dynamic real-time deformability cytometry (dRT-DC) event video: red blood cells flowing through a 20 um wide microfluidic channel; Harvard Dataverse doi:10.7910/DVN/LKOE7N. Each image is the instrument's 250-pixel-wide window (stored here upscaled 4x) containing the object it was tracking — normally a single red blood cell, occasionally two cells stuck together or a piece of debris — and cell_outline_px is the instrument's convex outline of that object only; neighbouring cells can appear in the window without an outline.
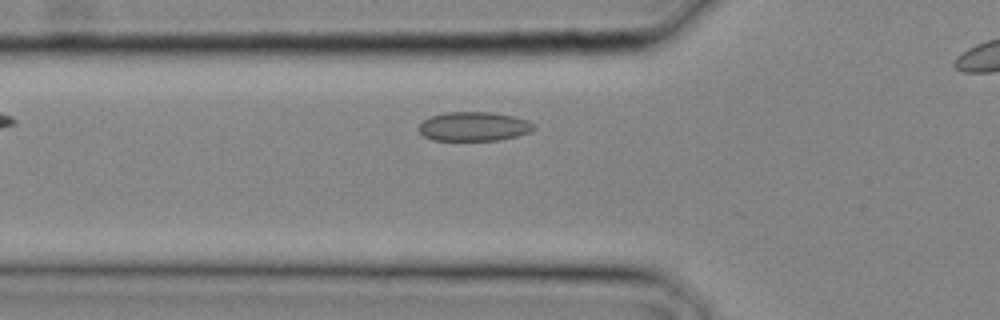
{"species": "common noctule bat (a hibernating species)", "species_latin": "Nyctalus noctula", "temperature_condition": "cold", "stored_images_in_passage": 3, "camera_frame_rate_fps": 3000, "um_per_image_px": 0.085, "animal": {"sex": "male", "body_mass_g": 20.4}, "frame": {"image": 1, "passage_image": 2, "time_ms": 0.333, "image_size_px": [1000, 320], "cell_outline_px": [[536, 128], [528, 132], [516, 136], [500, 140], [432, 140], [424, 136], [420, 132], [420, 124], [424, 120], [432, 116], [444, 112], [488, 112], [512, 116], [528, 120], [536, 124]], "centroid_in_image_um": [40.3, 10.75], "position_along_channel_um": 85.5, "area_um2": 19.42}}